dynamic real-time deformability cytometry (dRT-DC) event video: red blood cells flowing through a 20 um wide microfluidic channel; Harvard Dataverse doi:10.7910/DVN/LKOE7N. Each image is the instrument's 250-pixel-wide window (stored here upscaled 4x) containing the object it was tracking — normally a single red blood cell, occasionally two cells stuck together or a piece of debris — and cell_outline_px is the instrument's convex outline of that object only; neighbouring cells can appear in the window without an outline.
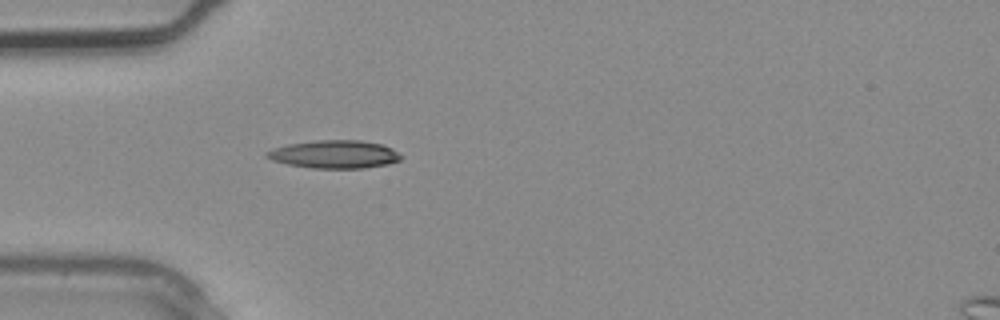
{"species": "common noctule bat (a hibernating species)", "species_latin": "Nyctalus noctula", "temperature_condition": "warm", "stored_images_in_passage": 2, "camera_frame_rate_fps": 3000, "um_per_image_px": 0.085, "animal": {"sex": "male", "body_mass_g": 20.4}, "frame": {"image": 1, "passage_image": 2, "time_ms": 0.333, "image_size_px": [1000, 320], "cell_outline_px": [[404, 156], [400, 160], [388, 164], [364, 168], [312, 168], [288, 164], [272, 160], [264, 156], [264, 152], [288, 144], [316, 140], [360, 140], [384, 144], [392, 148]], "centroid_in_image_um": [28.47, 13.11], "position_along_channel_um": 56.5, "area_um2": 22.02}}